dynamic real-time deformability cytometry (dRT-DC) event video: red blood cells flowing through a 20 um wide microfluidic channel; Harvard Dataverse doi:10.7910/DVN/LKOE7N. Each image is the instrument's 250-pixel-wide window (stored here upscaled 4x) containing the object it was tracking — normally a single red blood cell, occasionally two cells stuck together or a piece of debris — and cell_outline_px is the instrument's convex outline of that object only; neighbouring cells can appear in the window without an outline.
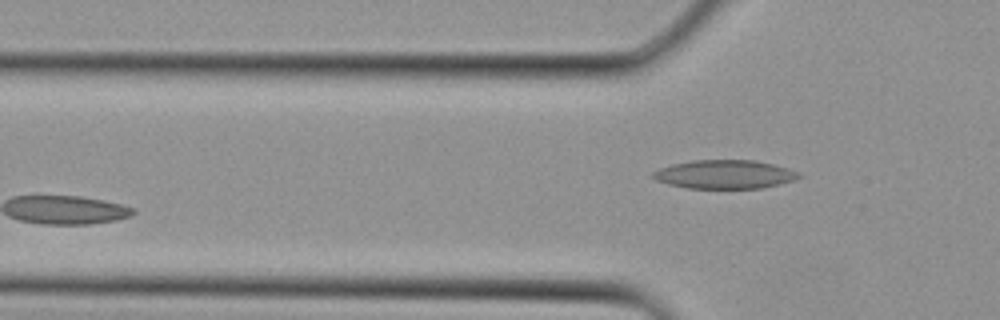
{"species": "Egyptian fruit bat (a non-hibernating species)", "species_latin": "Rousettus aegyptiacus", "temperature_condition": "cold", "stored_images_in_passage": 2, "camera_frame_rate_fps": 3000, "um_per_image_px": 0.085, "animal": {"sex": "female"}, "frame": {"image": 1, "passage_image": 2, "time_ms": 0.333, "image_size_px": [1000, 320], "cell_outline_px": [[804, 176], [792, 180], [760, 188], [688, 188], [668, 184], [656, 180], [652, 176], [652, 172], [660, 168], [672, 164], [692, 160], [756, 160], [772, 164], [800, 172]], "centroid_in_image_um": [61.58, 14.81], "position_along_channel_um": 64.2, "area_um2": 24.22}}